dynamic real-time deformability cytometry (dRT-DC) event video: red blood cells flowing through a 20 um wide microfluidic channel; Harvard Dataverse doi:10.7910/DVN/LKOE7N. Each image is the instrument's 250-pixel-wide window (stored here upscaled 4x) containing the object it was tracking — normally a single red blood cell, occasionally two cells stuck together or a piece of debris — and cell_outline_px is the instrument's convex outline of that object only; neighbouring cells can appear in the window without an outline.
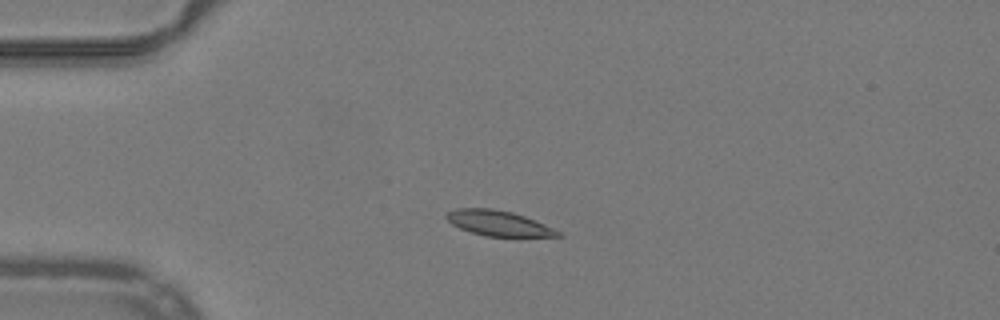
{"species": "common noctule bat (a hibernating species)", "species_latin": "Nyctalus noctula", "temperature_condition": "warm", "stored_images_in_passage": 45, "camera_frame_rate_fps": 3000, "um_per_image_px": 0.085, "animal": {"sex": "male", "body_mass_g": 19.2, "forearm_length_mm": 51.8}, "frame": {"image": 1, "passage_image": 11, "time_ms": 3.333, "image_size_px": [1000, 320], "cell_outline_px": [[564, 236], [484, 236], [460, 228], [452, 224], [444, 216], [448, 212], [456, 208], [492, 208], [512, 212], [524, 216], [544, 224], [560, 232]], "centroid_in_image_um": [42.33, 18.96], "position_along_channel_um": 42.7, "area_um2": 16.18}}
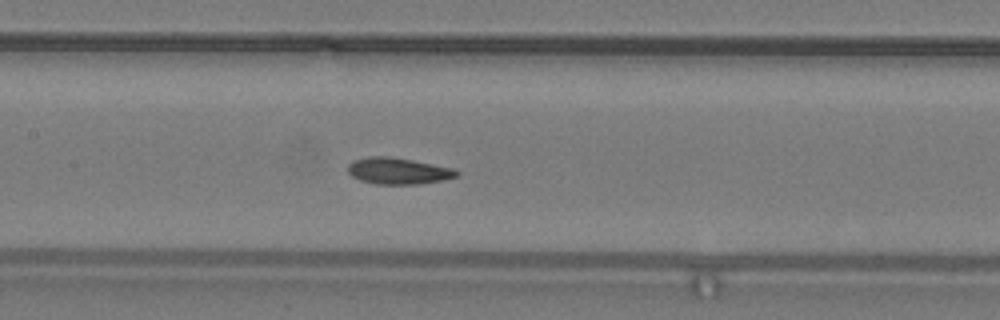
{"frame": {"image": 2, "passage_image": 23, "time_ms": 7.333, "image_size_px": [1000, 320], "cell_outline_px": [[460, 176], [444, 180], [420, 184], [376, 184], [360, 180], [352, 176], [348, 172], [348, 164], [352, 160], [368, 156], [388, 156], [412, 160], [456, 168], [460, 172]], "centroid_in_image_um": [33.89, 14.53], "position_along_channel_um": 173.5, "area_um2": 17.05}}
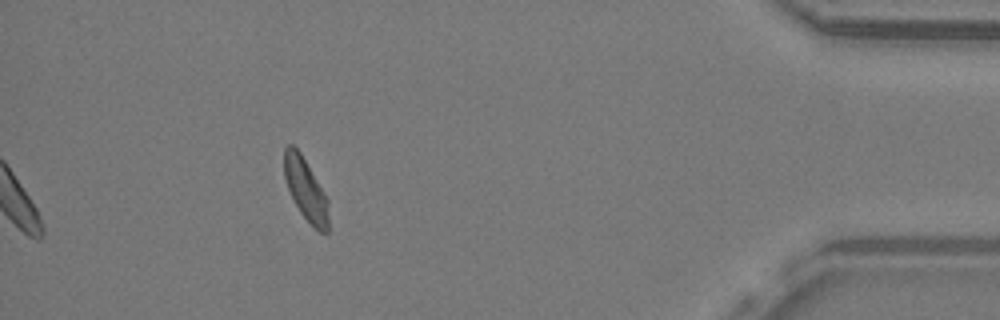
{"frame": {"image": 3, "passage_image": 45, "time_ms": 14.667, "image_size_px": [1000, 320], "cell_outline_px": [[328, 232], [320, 232], [300, 212], [288, 188], [284, 176], [284, 148], [288, 144], [292, 144], [300, 152], [328, 200]], "centroid_in_image_um": [25.97, 16.07], "position_along_channel_um": 409.2, "area_um2": 15.55}, "authors_computed_cell_mechanics": {"area_um2": 16.3574, "velocity_mm_per_s": 3.9603, "shape_relaxation_time_tau1_ms": 5.2105, "shape_relaxation_time_tau2_ms": 3.1568, "deformation_change_tau1": 0.1488, "deformation_change_tau2": 0.0409}}